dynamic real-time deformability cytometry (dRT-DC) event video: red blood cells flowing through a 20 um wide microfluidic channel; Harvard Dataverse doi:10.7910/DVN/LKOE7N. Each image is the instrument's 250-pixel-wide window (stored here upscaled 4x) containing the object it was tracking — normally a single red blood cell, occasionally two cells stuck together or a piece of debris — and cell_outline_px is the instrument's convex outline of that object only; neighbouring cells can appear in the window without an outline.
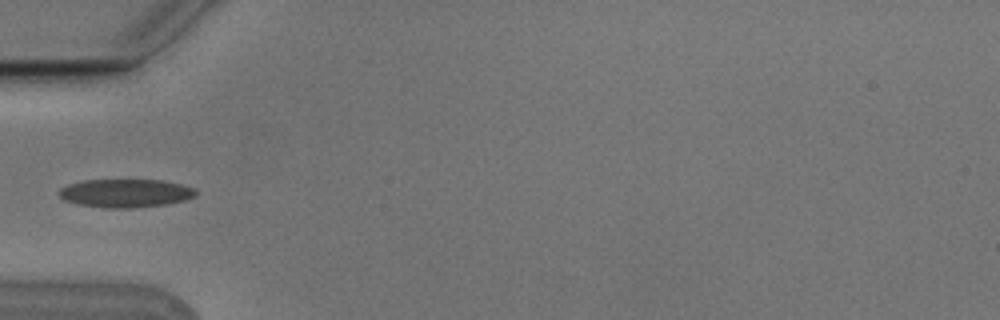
{"species": "Egyptian fruit bat (a non-hibernating species)", "species_latin": "Rousettus aegyptiacus", "temperature_condition": "cold", "stored_images_in_passage": 3, "camera_frame_rate_fps": 3000, "um_per_image_px": 0.085, "animal": {"sex": "male"}, "frame": {"image": 1, "passage_image": 3, "time_ms": 0.667, "image_size_px": [1000, 320], "cell_outline_px": [[196, 196], [188, 200], [168, 204], [136, 208], [104, 208], [80, 204], [64, 200], [56, 192], [60, 188], [68, 184], [84, 180], [164, 180], [196, 188]], "centroid_in_image_um": [10.7, 16.42], "position_along_channel_um": 74.3, "area_um2": 22.89}}